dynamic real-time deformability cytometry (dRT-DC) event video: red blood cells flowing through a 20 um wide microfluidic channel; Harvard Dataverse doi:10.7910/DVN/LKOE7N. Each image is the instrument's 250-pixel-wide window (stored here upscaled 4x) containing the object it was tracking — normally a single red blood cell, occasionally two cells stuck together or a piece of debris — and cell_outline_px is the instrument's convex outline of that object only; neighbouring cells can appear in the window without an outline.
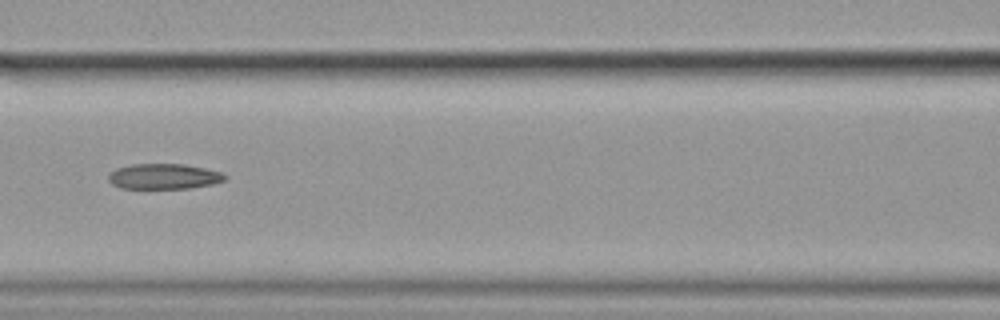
{"species": "common noctule bat (a hibernating species)", "species_latin": "Nyctalus noctula", "temperature_condition": "cold", "stored_images_in_passage": 9, "camera_frame_rate_fps": 3000, "um_per_image_px": 0.085, "animal": {"sex": "female", "body_mass_g": 19.9}, "frame": {"image": 1, "passage_image": 6, "time_ms": 1.667, "image_size_px": [1000, 320], "cell_outline_px": [[224, 180], [212, 184], [188, 188], [120, 188], [112, 184], [108, 180], [108, 176], [116, 168], [132, 164], [184, 164], [224, 172]], "centroid_in_image_um": [13.91, 14.99], "position_along_channel_um": 152.7, "area_um2": 17.11}}
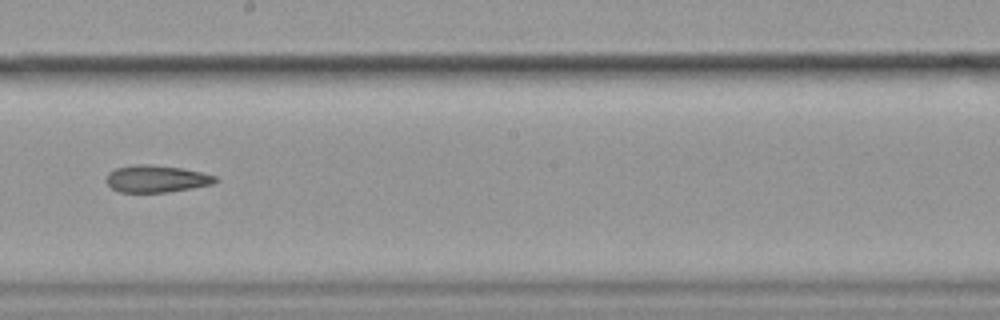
{"frame": {"image": 2, "passage_image": 8, "time_ms": 2.333, "image_size_px": [1000, 320], "cell_outline_px": [[220, 180], [212, 184], [192, 188], [168, 192], [120, 192], [112, 188], [104, 180], [108, 172], [116, 168], [132, 164], [148, 164], [180, 168], [200, 172], [216, 176]], "centroid_in_image_um": [13.27, 15.19], "position_along_channel_um": 234.9, "area_um2": 17.28}}
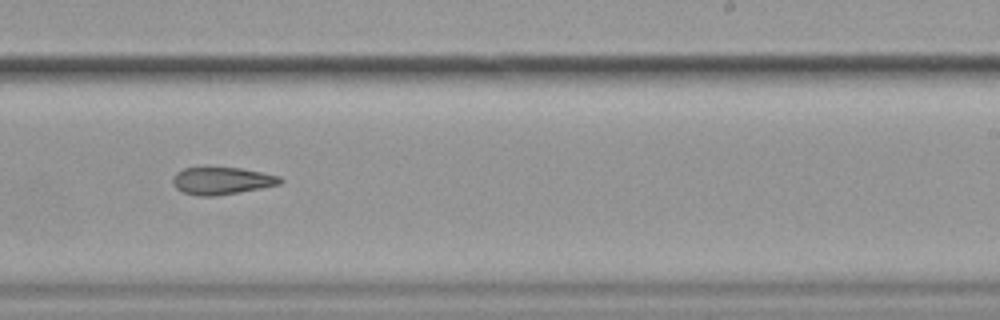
{"frame": {"image": 3, "passage_image": 9, "time_ms": 2.667, "image_size_px": [1000, 320], "cell_outline_px": [[284, 180], [280, 184], [260, 188], [216, 196], [200, 196], [184, 192], [176, 188], [172, 184], [172, 176], [176, 172], [184, 168], [240, 168], [280, 176]], "centroid_in_image_um": [18.83, 15.37], "position_along_channel_um": 270.2, "area_um2": 16.94}}